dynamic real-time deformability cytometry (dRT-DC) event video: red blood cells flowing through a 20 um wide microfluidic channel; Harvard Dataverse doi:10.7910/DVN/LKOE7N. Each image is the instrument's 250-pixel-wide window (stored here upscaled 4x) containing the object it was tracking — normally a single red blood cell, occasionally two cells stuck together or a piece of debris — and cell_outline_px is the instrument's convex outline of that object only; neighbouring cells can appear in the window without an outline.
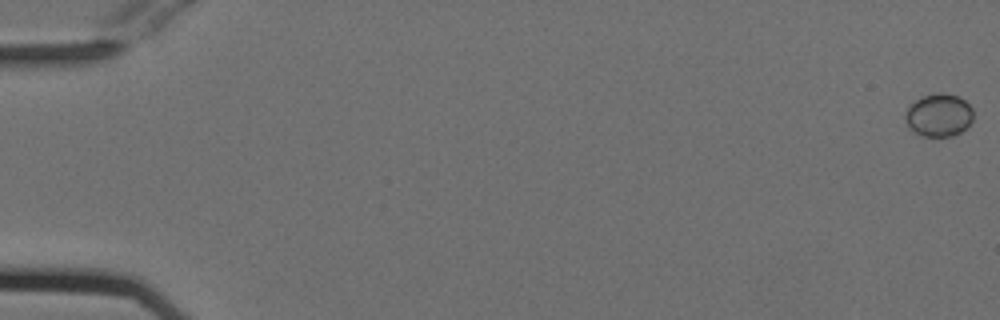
{"species": "Egyptian fruit bat (a non-hibernating species)", "species_latin": "Rousettus aegyptiacus", "temperature_condition": "cold", "stored_images_in_passage": 16, "camera_frame_rate_fps": 3000, "um_per_image_px": 0.085, "animal": {"sex": "female"}, "frame": {"image": 1, "passage_image": 1, "time_ms": 0.0, "image_size_px": [1000, 320], "cell_outline_px": [[972, 120], [960, 132], [952, 136], [920, 136], [908, 128], [904, 116], [908, 108], [916, 100], [924, 96], [936, 92], [944, 92], [956, 96], [964, 100], [972, 108]], "centroid_in_image_um": [79.77, 9.79], "position_along_channel_um": 5.2, "area_um2": 16.88}}